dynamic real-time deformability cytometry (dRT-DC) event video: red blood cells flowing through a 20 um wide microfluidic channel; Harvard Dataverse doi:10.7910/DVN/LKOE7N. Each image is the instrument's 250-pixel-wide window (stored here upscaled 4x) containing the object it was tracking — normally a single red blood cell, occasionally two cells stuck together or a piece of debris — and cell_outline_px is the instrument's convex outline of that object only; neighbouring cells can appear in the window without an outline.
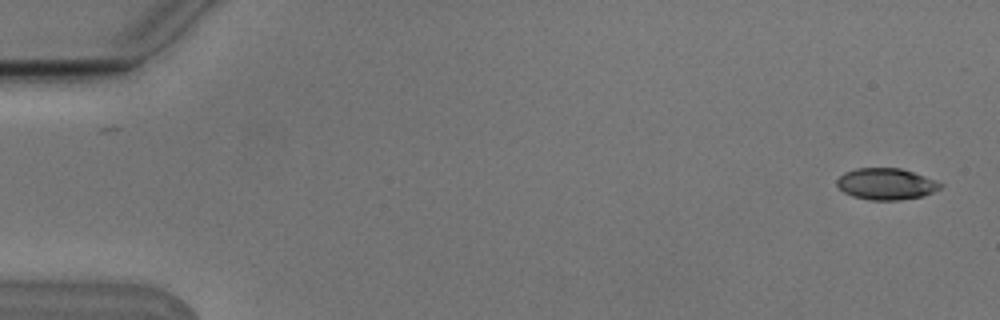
{"species": "Egyptian fruit bat (a non-hibernating species)", "species_latin": "Rousettus aegyptiacus", "temperature_condition": "cold", "stored_images_in_passage": 5, "camera_frame_rate_fps": 3000, "um_per_image_px": 0.085, "animal": {"sex": "male"}, "frame": {"image": 1, "passage_image": 1, "time_ms": 0.0, "image_size_px": [1000, 320], "cell_outline_px": [[944, 184], [940, 188], [932, 192], [920, 196], [896, 200], [872, 200], [852, 196], [844, 192], [836, 184], [836, 180], [844, 172], [856, 168], [900, 168], [924, 176]], "centroid_in_image_um": [75.28, 15.63], "position_along_channel_um": 9.7, "area_um2": 18.73}}
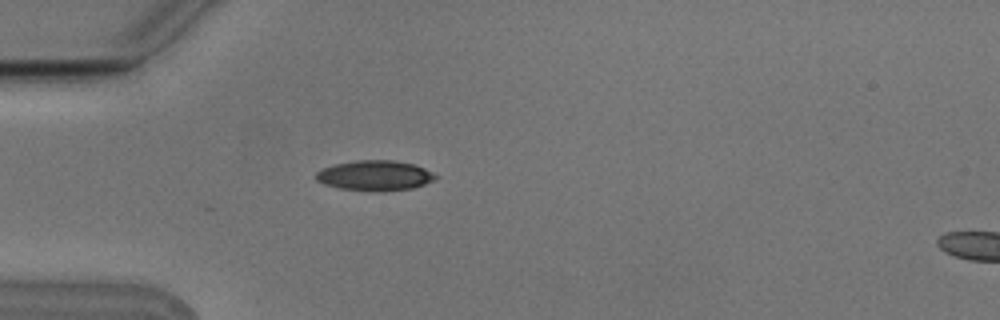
{"frame": {"image": 2, "passage_image": 5, "time_ms": 1.333, "image_size_px": [1000, 320], "cell_outline_px": [[440, 176], [436, 180], [412, 188], [380, 192], [376, 192], [340, 188], [324, 184], [316, 180], [316, 172], [324, 168], [336, 164], [356, 160], [392, 160], [416, 164]], "centroid_in_image_um": [31.91, 14.92], "position_along_channel_um": 53.1, "area_um2": 21.15}}